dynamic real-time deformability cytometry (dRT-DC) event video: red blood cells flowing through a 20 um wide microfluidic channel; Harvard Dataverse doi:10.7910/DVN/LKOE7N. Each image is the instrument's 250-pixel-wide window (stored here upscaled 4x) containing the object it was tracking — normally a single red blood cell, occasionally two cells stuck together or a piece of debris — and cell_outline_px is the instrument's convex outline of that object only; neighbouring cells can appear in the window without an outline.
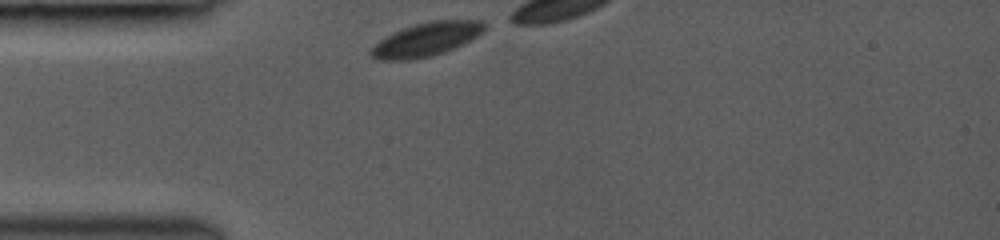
{"species": "common noctule bat (a hibernating species)", "species_latin": "Nyctalus noctula", "temperature_condition": "room temperature", "stored_images_in_passage": 11, "camera_frame_rate_fps": 3000, "um_per_image_px": 0.085, "animal": {"sex": "female", "body_mass_g": 19.0, "forearm_length_mm": 53.3}, "frame": {"image": 1, "passage_image": 1, "time_ms": 0.0, "image_size_px": [1000, 240], "cell_outline_px": [[484, 28], [476, 36], [444, 52], [432, 56], [412, 60], [376, 60], [368, 52], [380, 40], [404, 28], [416, 24], [432, 20], [484, 20]], "centroid_in_image_um": [36.2, 3.36], "position_along_channel_um": 48.8, "area_um2": 21.73}}
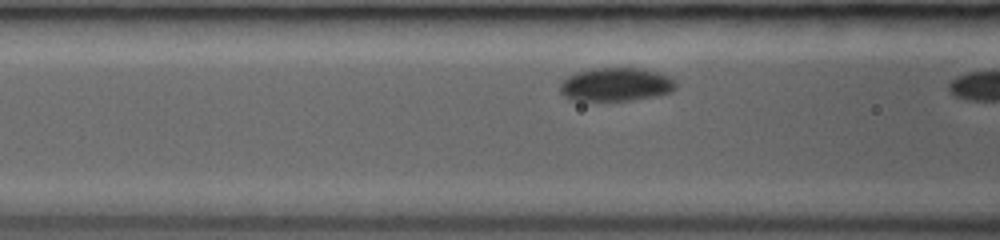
{"frame": {"image": 2, "passage_image": 10, "time_ms": 2.0, "image_size_px": [1000, 240], "cell_outline_px": [[676, 88], [672, 92], [656, 96], [632, 100], [568, 100], [560, 92], [560, 84], [568, 76], [576, 72], [592, 68], [644, 68], [668, 76], [676, 80]], "centroid_in_image_um": [52.36, 7.18], "position_along_channel_um": 114.2, "area_um2": 22.72}}